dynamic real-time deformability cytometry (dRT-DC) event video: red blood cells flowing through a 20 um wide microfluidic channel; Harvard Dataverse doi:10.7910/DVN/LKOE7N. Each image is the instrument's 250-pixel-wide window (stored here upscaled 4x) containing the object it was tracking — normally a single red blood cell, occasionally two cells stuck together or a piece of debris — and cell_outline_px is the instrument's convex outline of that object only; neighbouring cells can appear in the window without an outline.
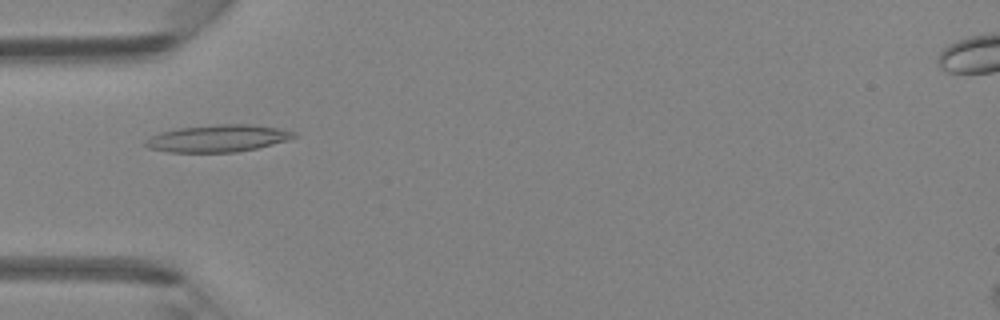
{"species": "Egyptian fruit bat (a non-hibernating species)", "species_latin": "Rousettus aegyptiacus", "temperature_condition": "room temperature", "stored_images_in_passage": 46, "camera_frame_rate_fps": 3000, "um_per_image_px": 0.085, "animal": {"sex": "female"}, "frame": {"image": 1, "passage_image": 15, "time_ms": 4.667, "image_size_px": [1000, 320], "cell_outline_px": [[296, 136], [288, 140], [256, 148], [236, 152], [168, 152], [148, 148], [144, 144], [144, 140], [160, 132], [180, 128], [220, 124], [244, 124], [280, 128], [296, 132]], "centroid_in_image_um": [18.5, 11.76], "position_along_channel_um": 66.5, "area_um2": 23.29}}
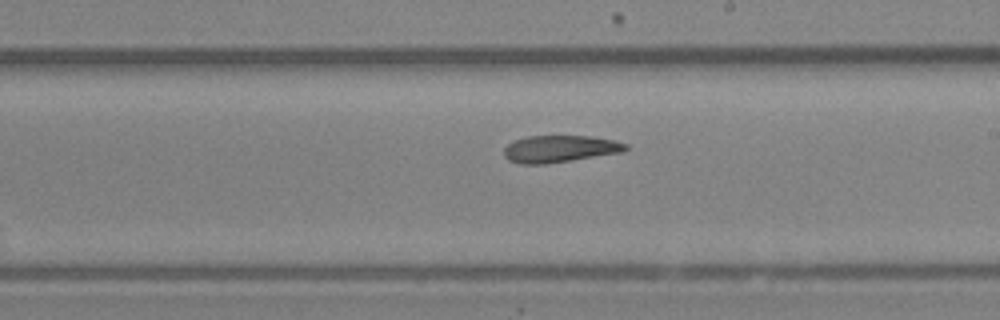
{"frame": {"image": 2, "passage_image": 27, "time_ms": 8.667, "image_size_px": [1000, 320], "cell_outline_px": [[628, 148], [624, 152], [572, 160], [544, 164], [520, 164], [508, 160], [504, 156], [504, 148], [508, 144], [516, 140], [528, 136], [592, 136], [616, 140], [628, 144]], "centroid_in_image_um": [47.61, 12.65], "position_along_channel_um": 241.4, "area_um2": 19.25}}
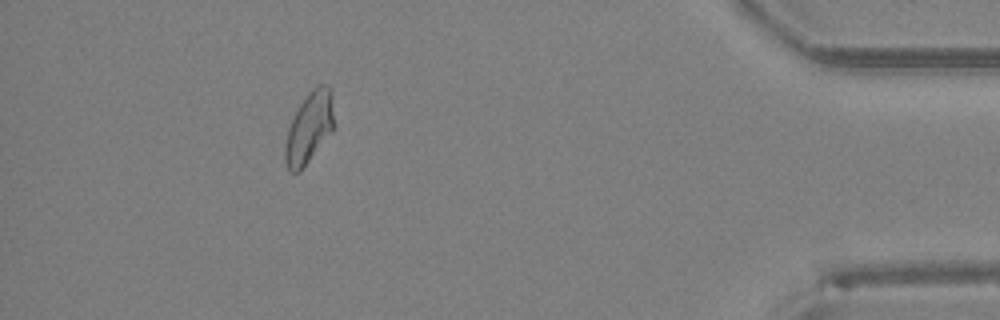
{"frame": {"image": 3, "passage_image": 42, "time_ms": 13.667, "image_size_px": [1000, 320], "cell_outline_px": [[332, 132], [300, 172], [292, 172], [288, 168], [284, 160], [284, 148], [288, 128], [300, 104], [308, 92], [316, 84], [328, 84], [332, 88]], "centroid_in_image_um": [26.27, 10.84], "position_along_channel_um": 408.9, "area_um2": 20.17}}